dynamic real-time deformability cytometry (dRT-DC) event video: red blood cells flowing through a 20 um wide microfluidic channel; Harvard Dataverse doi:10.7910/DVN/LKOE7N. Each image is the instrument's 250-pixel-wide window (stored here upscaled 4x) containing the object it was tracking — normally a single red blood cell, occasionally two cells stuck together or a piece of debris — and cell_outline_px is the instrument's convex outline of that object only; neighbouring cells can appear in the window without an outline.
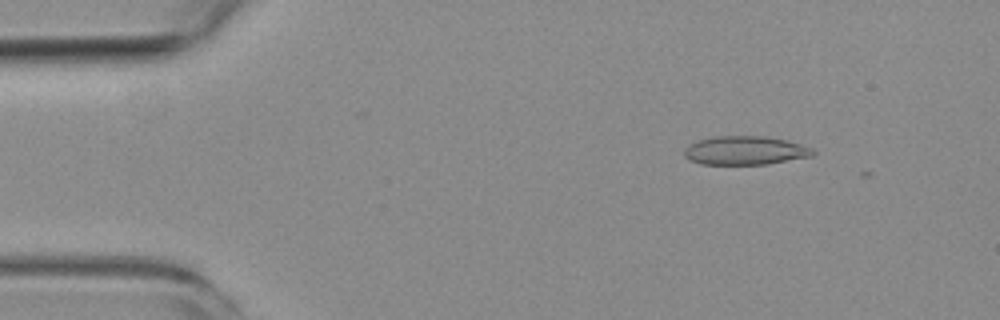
{"species": "common noctule bat (a hibernating species)", "species_latin": "Nyctalus noctula", "temperature_condition": "room temperature", "stored_images_in_passage": 7, "camera_frame_rate_fps": 3000, "um_per_image_px": 0.085, "animal": {"sex": "female", "body_mass_g": 19.3, "forearm_length_mm": 54.1}, "frame": {"image": 1, "passage_image": 2, "time_ms": 1.0, "image_size_px": [1000, 320], "cell_outline_px": [[816, 152], [812, 156], [768, 164], [700, 164], [684, 156], [684, 148], [688, 144], [700, 140], [716, 136], [764, 136], [788, 140], [812, 148]], "centroid_in_image_um": [63.35, 12.79], "position_along_channel_um": 21.6, "area_um2": 21.5}}
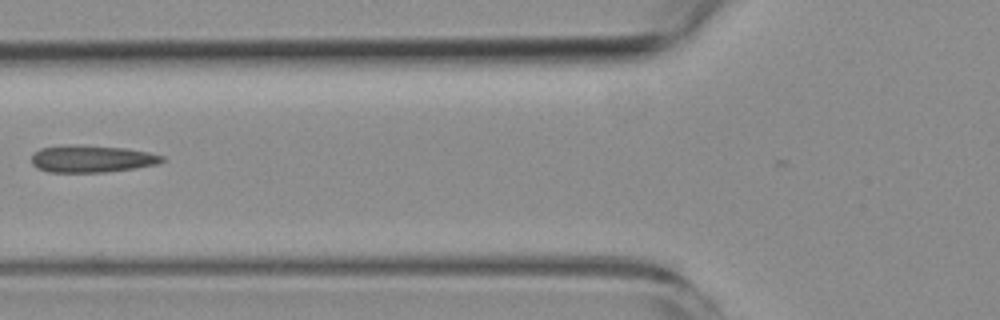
{"frame": {"image": 2, "passage_image": 6, "time_ms": 5.667, "image_size_px": [1000, 320], "cell_outline_px": [[164, 160], [156, 164], [136, 168], [104, 172], [48, 172], [36, 168], [32, 164], [32, 156], [40, 148], [72, 144], [124, 148], [148, 152], [164, 156]], "centroid_in_image_um": [7.78, 13.5], "position_along_channel_um": 118.0, "area_um2": 20.58}}
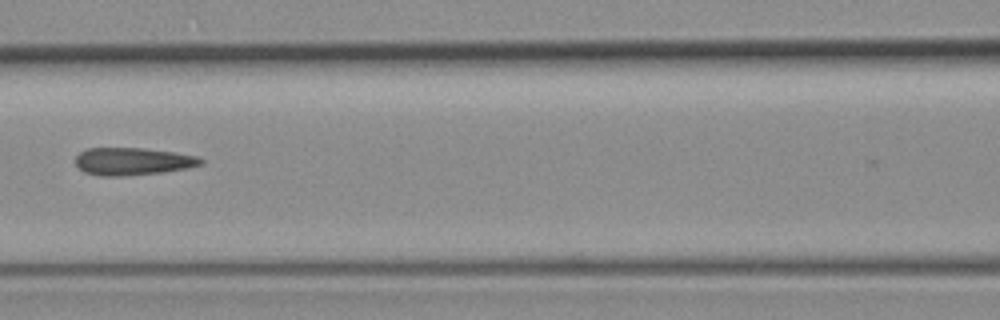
{"frame": {"image": 3, "passage_image": 7, "time_ms": 6.667, "image_size_px": [1000, 320], "cell_outline_px": [[204, 164], [188, 168], [160, 172], [124, 176], [100, 176], [84, 172], [76, 164], [76, 156], [80, 152], [88, 148], [144, 148], [200, 156], [204, 160]], "centroid_in_image_um": [11.31, 13.71], "position_along_channel_um": 155.3, "area_um2": 20.11}}